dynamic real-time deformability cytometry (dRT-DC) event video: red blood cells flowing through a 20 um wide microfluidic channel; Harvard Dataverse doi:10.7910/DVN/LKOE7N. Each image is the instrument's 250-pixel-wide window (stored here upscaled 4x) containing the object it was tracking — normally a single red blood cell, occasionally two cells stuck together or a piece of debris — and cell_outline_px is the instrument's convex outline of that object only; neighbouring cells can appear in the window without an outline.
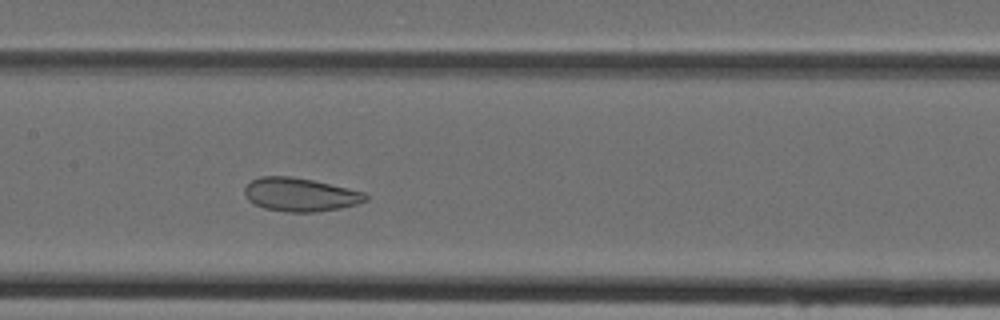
{"species": "Egyptian fruit bat (a non-hibernating species)", "species_latin": "Rousettus aegyptiacus", "temperature_condition": "cold", "stored_images_in_passage": 42, "camera_frame_rate_fps": 3000, "um_per_image_px": 0.085, "animal": {"sex": "female"}, "frame": {"image": 1, "passage_image": 18, "time_ms": 5.667, "image_size_px": [1000, 320], "cell_outline_px": [[368, 200], [356, 204], [340, 208], [316, 212], [284, 212], [264, 208], [248, 200], [244, 192], [244, 188], [252, 180], [260, 176], [292, 176], [312, 180], [364, 192], [368, 196]], "centroid_in_image_um": [25.5, 16.54], "position_along_channel_um": 181.9, "area_um2": 23.52}}
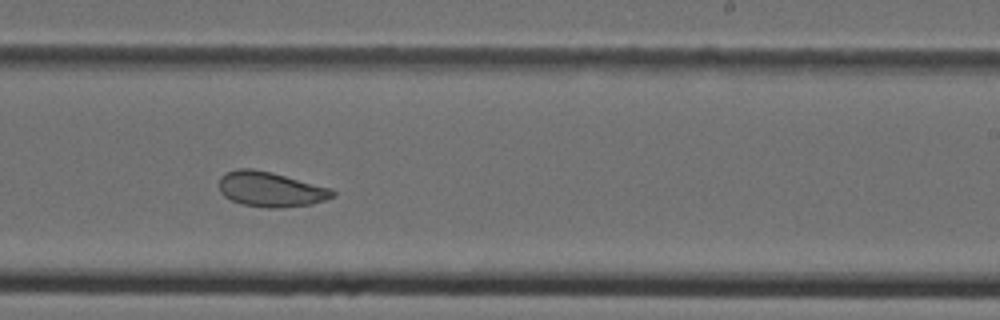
{"frame": {"image": 2, "passage_image": 24, "time_ms": 7.667, "image_size_px": [1000, 320], "cell_outline_px": [[336, 196], [312, 204], [280, 208], [268, 208], [244, 204], [232, 200], [224, 196], [220, 192], [220, 176], [236, 168], [252, 168], [272, 172], [332, 188], [336, 192]], "centroid_in_image_um": [23.04, 16.08], "position_along_channel_um": 266.0, "area_um2": 23.24}}
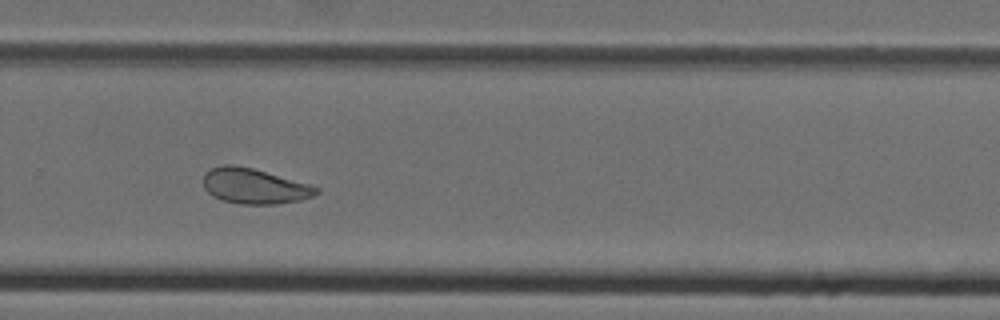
{"frame": {"image": 3, "passage_image": 27, "time_ms": 8.667, "image_size_px": [1000, 320], "cell_outline_px": [[320, 192], [312, 196], [300, 200], [276, 204], [240, 204], [220, 200], [212, 196], [204, 188], [204, 172], [212, 168], [224, 164], [232, 164], [252, 168], [308, 184], [320, 188]], "centroid_in_image_um": [21.59, 15.83], "position_along_channel_um": 308.2, "area_um2": 23.18}}